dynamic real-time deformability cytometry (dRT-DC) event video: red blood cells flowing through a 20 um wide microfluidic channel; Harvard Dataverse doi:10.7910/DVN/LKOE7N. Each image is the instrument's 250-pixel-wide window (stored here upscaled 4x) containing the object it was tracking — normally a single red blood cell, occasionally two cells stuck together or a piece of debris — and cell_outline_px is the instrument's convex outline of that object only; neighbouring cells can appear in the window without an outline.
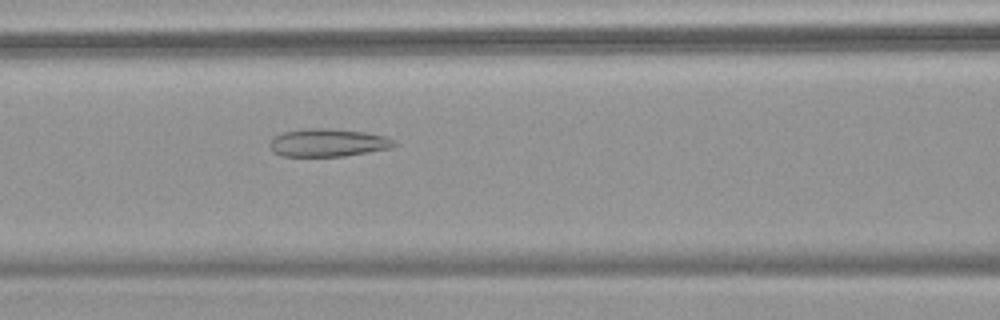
{"species": "common noctule bat (a hibernating species)", "species_latin": "Nyctalus noctula", "temperature_condition": "warm", "stored_images_in_passage": 33, "camera_frame_rate_fps": 3000, "um_per_image_px": 0.085, "animal": {"sex": "female", "body_mass_g": 18.4}, "frame": {"image": 1, "passage_image": 7, "time_ms": 2.0, "image_size_px": [1000, 320], "cell_outline_px": [[396, 144], [392, 148], [344, 156], [284, 156], [272, 152], [268, 144], [276, 136], [284, 132], [308, 128], [328, 128], [364, 132], [384, 136], [396, 140]], "centroid_in_image_um": [27.89, 12.13], "position_along_channel_um": 138.7, "area_um2": 20.17}}
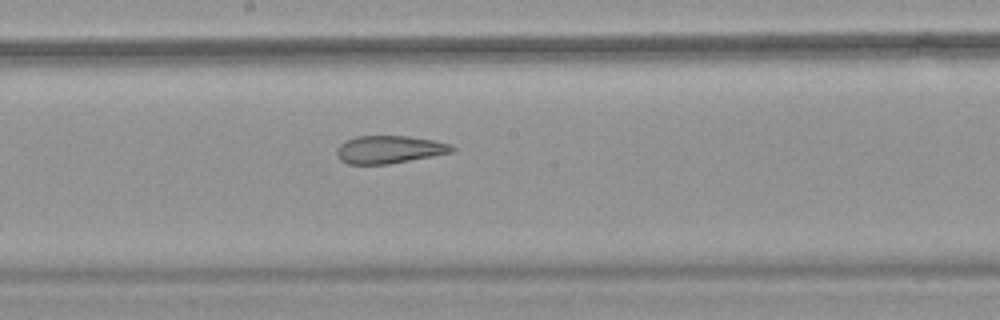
{"frame": {"image": 2, "passage_image": 13, "time_ms": 4.0, "image_size_px": [1000, 320], "cell_outline_px": [[456, 148], [452, 152], [432, 156], [388, 164], [348, 164], [340, 160], [336, 156], [336, 148], [340, 144], [356, 136], [408, 136], [432, 140], [452, 144]], "centroid_in_image_um": [33.07, 12.71], "position_along_channel_um": 215.1, "area_um2": 18.61}}
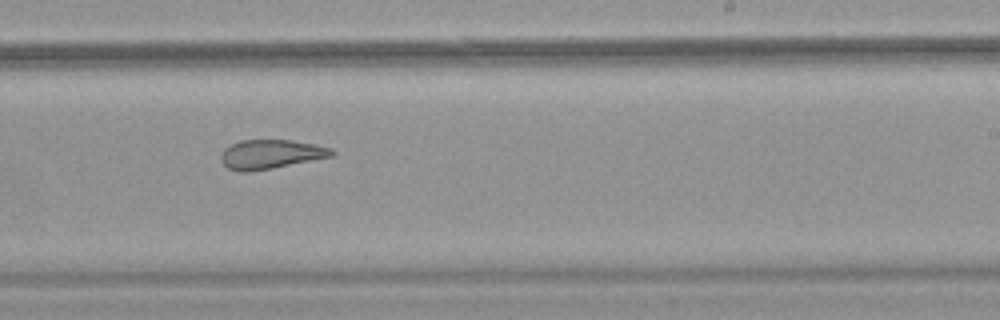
{"frame": {"image": 3, "passage_image": 17, "time_ms": 5.333, "image_size_px": [1000, 320], "cell_outline_px": [[336, 152], [332, 156], [272, 168], [248, 172], [240, 172], [228, 168], [220, 160], [220, 156], [224, 148], [240, 140], [292, 140], [332, 148]], "centroid_in_image_um": [22.98, 13.11], "position_along_channel_um": 266.0, "area_um2": 18.73}, "authors_computed_cell_mechanics": {"area_um2": 20.1722, "velocity_mm_per_s": 3.8367, "shape_relaxation_time_tau1_ms": null, "shape_relaxation_time_tau2_ms": 2.2536, "deformation_change_tau1": null, "deformation_change_tau2": 0.0991}}